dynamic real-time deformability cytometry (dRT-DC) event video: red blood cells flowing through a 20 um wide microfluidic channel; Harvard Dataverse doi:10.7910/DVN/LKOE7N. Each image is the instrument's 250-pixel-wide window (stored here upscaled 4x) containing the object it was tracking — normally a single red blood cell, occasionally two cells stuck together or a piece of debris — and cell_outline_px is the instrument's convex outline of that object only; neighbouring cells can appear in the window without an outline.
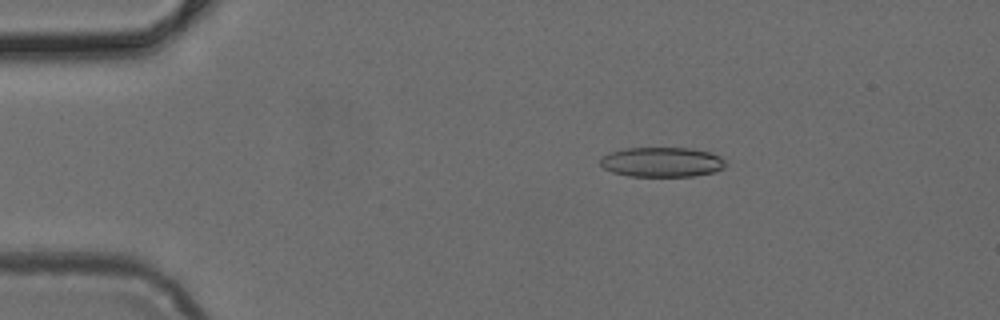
{"species": "common noctule bat (a hibernating species)", "species_latin": "Nyctalus noctula", "temperature_condition": "cold", "stored_images_in_passage": 5, "camera_frame_rate_fps": 3000, "um_per_image_px": 0.085, "animal": {"sex": "female", "body_mass_g": 24.6, "forearm_length_mm": 56.2}, "frame": {"image": 1, "passage_image": 3, "time_ms": 0.667, "image_size_px": [1000, 320], "cell_outline_px": [[728, 164], [724, 168], [716, 172], [692, 176], [628, 176], [612, 172], [604, 168], [600, 164], [600, 156], [608, 152], [624, 148], [692, 148], [712, 152], [720, 156]], "centroid_in_image_um": [56.27, 13.77], "position_along_channel_um": 28.7, "area_um2": 22.14}}